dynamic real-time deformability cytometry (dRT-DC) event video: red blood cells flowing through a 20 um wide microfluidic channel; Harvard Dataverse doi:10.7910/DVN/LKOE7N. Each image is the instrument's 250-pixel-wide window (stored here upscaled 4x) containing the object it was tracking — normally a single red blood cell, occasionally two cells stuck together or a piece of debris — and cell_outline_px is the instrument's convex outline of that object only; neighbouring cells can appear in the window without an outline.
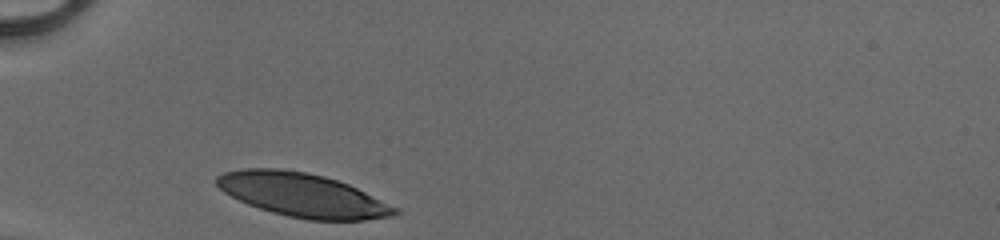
{"species": "human", "species_latin": "Homo sapiens", "temperature_condition": "cold", "stored_images_in_passage": 27, "camera_frame_rate_fps": 3000, "um_per_image_px": 0.085, "donor": {"sex": "male"}, "frame": {"image": 1, "passage_image": 1, "time_ms": 0.0, "image_size_px": [1000, 240], "cell_outline_px": [[400, 212], [392, 216], [364, 220], [308, 220], [288, 216], [272, 212], [248, 204], [224, 192], [216, 184], [216, 176], [224, 172], [244, 168], [276, 168], [304, 172], [324, 176], [348, 184], [400, 208]], "centroid_in_image_um": [25.74, 16.58], "position_along_channel_um": 59.3, "area_um2": 45.14}}
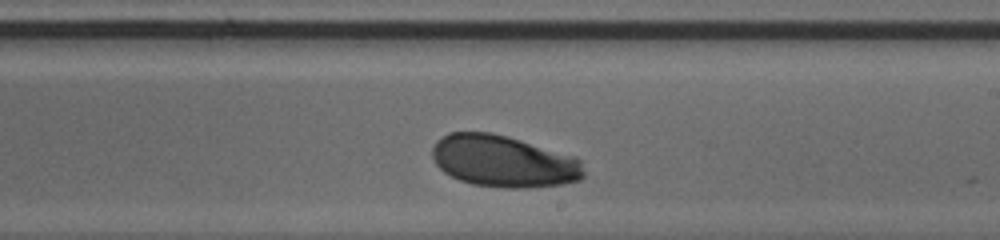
{"frame": {"image": 2, "passage_image": 16, "time_ms": 5.0, "image_size_px": [1000, 240], "cell_outline_px": [[584, 176], [580, 180], [564, 184], [528, 188], [504, 188], [472, 184], [460, 180], [444, 172], [436, 164], [432, 156], [432, 148], [436, 140], [448, 132], [492, 132], [508, 136], [576, 156], [580, 160], [584, 172]], "centroid_in_image_um": [42.81, 13.7], "position_along_channel_um": 246.2, "area_um2": 46.12}}
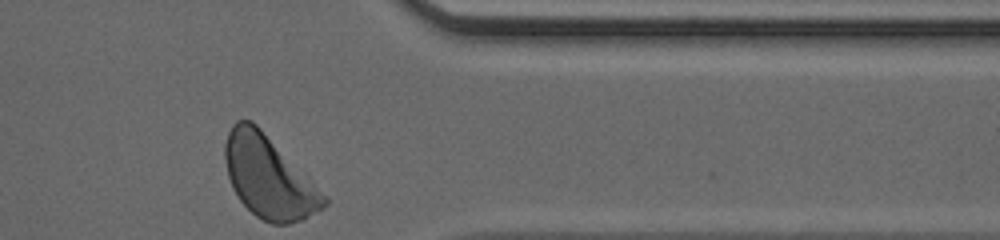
{"frame": {"image": 3, "passage_image": 27, "time_ms": 8.667, "image_size_px": [1000, 240], "cell_outline_px": [[328, 204], [300, 220], [288, 224], [272, 224], [256, 216], [240, 200], [232, 188], [228, 176], [224, 156], [224, 144], [228, 132], [232, 124], [236, 120], [252, 120], [308, 176], [328, 200]], "centroid_in_image_um": [22.8, 15.03], "position_along_channel_um": 388.6, "area_um2": 46.64}, "authors_computed_cell_mechanics": {"area_um2": 45.7776, "velocity_mm_per_s": 4.053, "shape_relaxation_time_tau1_ms": 1.7494, "shape_relaxation_time_tau2_ms": null, "deformation_change_tau1": 0.1117, "deformation_change_tau2": null}}